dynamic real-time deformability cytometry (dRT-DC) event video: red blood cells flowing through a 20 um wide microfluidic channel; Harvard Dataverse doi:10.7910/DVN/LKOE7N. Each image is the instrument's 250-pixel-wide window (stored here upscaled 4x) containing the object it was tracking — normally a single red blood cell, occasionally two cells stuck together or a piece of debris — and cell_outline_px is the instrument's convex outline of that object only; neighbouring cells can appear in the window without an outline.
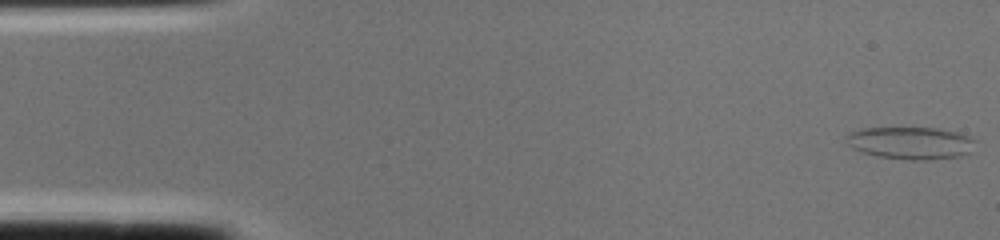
{"species": "common noctule bat (a hibernating species)", "species_latin": "Nyctalus noctula", "temperature_condition": "cold", "stored_images_in_passage": 2, "camera_frame_rate_fps": 3000, "um_per_image_px": 0.085, "animal": {"sex": "female", "body_mass_g": 22.0, "forearm_length_mm": 56.7}, "frame": {"image": 1, "passage_image": 1, "time_ms": 0.0, "image_size_px": [1000, 240], "cell_outline_px": [[976, 140], [972, 152], [960, 156], [924, 160], [912, 160], [876, 156], [852, 148], [844, 140], [844, 136], [848, 132], [864, 128], [936, 128], [956, 132], [968, 136]], "centroid_in_image_um": [77.38, 12.15], "position_along_channel_um": 7.6, "area_um2": 24.45}}
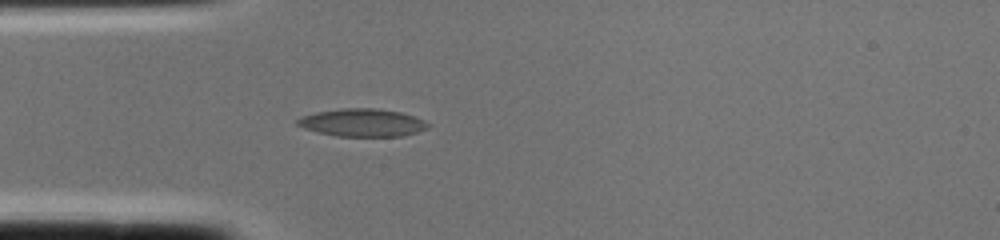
{"frame": {"image": 2, "passage_image": 2, "time_ms": 0.333, "image_size_px": [1000, 240], "cell_outline_px": [[428, 128], [404, 136], [336, 136], [304, 128], [296, 124], [296, 120], [300, 116], [316, 112], [344, 108], [376, 108], [400, 112], [424, 120], [428, 124]], "centroid_in_image_um": [30.78, 10.42], "position_along_channel_um": 54.2, "area_um2": 20.98}}